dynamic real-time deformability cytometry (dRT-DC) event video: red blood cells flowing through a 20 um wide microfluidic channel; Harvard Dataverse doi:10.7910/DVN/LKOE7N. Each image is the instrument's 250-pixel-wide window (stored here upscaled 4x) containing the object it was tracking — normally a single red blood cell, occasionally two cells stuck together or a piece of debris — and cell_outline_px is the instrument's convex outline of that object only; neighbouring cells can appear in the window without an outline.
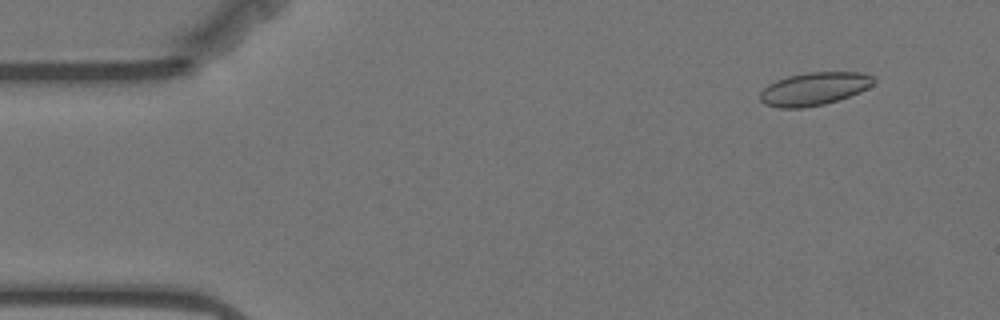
{"species": "Egyptian fruit bat (a non-hibernating species)", "species_latin": "Rousettus aegyptiacus", "temperature_condition": "warm", "stored_images_in_passage": 57, "camera_frame_rate_fps": 3000, "um_per_image_px": 0.085, "animal": {"sex": "female"}, "frame": {"image": 1, "passage_image": 5, "time_ms": 1.333, "image_size_px": [1000, 320], "cell_outline_px": [[876, 80], [868, 88], [860, 92], [824, 104], [804, 108], [780, 108], [764, 104], [760, 100], [760, 92], [768, 84], [776, 80], [788, 76], [808, 72], [860, 72], [876, 76]], "centroid_in_image_um": [69.21, 7.54], "position_along_channel_um": 15.8, "area_um2": 21.91}}
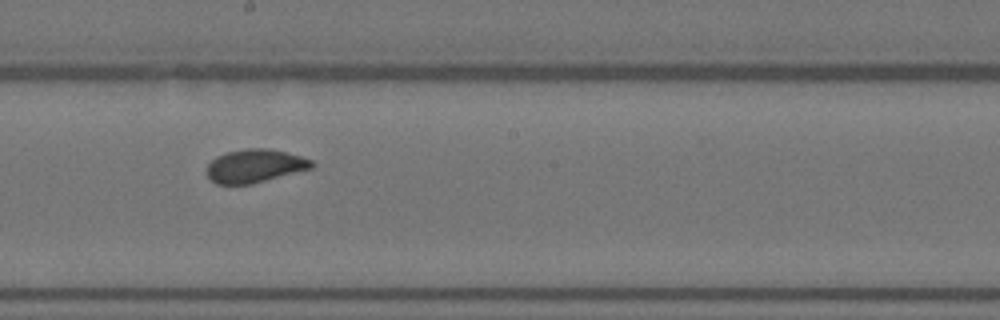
{"frame": {"image": 2, "passage_image": 31, "time_ms": 10.0, "image_size_px": [1000, 320], "cell_outline_px": [[316, 164], [312, 168], [252, 184], [216, 184], [208, 176], [208, 164], [216, 156], [224, 152], [248, 148], [268, 148], [300, 156], [312, 160]], "centroid_in_image_um": [21.67, 14.1], "position_along_channel_um": 226.5, "area_um2": 20.29}}
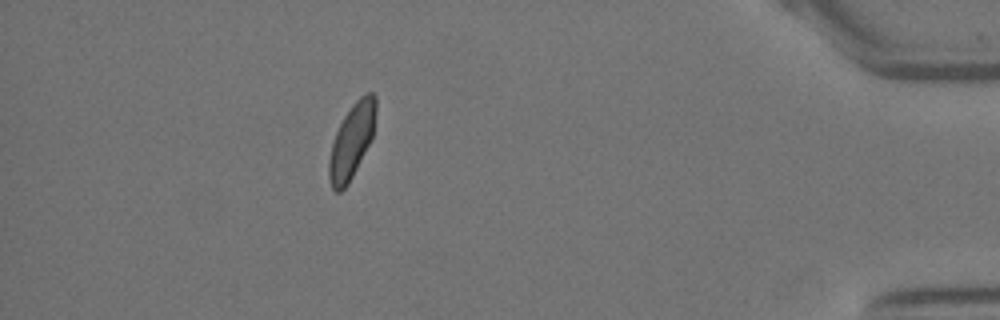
{"frame": {"image": 3, "passage_image": 51, "time_ms": 16.667, "image_size_px": [1000, 320], "cell_outline_px": [[376, 112], [372, 136], [348, 184], [340, 192], [336, 192], [332, 188], [328, 176], [328, 160], [332, 140], [344, 116], [352, 104], [364, 92], [372, 92], [376, 96]], "centroid_in_image_um": [29.87, 11.95], "position_along_channel_um": 405.3, "area_um2": 20.17}, "authors_computed_cell_mechanics": {"area_um2": 20.8658, "velocity_mm_per_s": 3.4978, "shape_relaxation_time_tau1_ms": 9.4845, "shape_relaxation_time_tau2_ms": null, "deformation_change_tau1": 0.1468, "deformation_change_tau2": null}}